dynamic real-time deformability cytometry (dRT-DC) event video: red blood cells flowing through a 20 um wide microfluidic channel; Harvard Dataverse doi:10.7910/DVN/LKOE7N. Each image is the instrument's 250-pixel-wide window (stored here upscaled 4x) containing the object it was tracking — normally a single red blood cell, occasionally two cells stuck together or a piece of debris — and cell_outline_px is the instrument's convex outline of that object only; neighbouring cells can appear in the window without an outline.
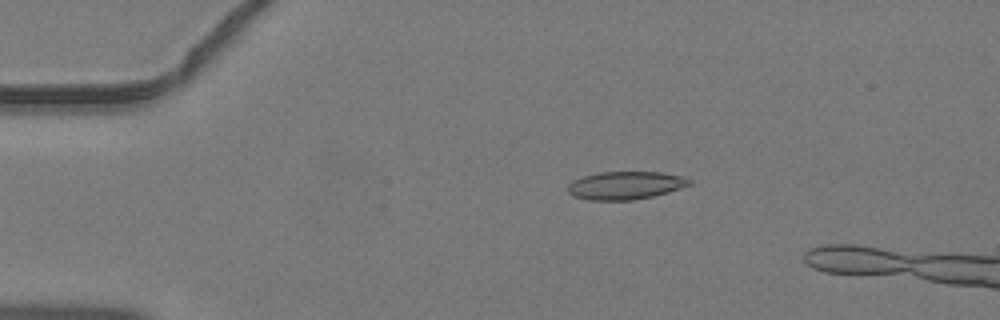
{"species": "common noctule bat (a hibernating species)", "species_latin": "Nyctalus noctula", "temperature_condition": "warm", "stored_images_in_passage": 14, "camera_frame_rate_fps": 3000, "um_per_image_px": 0.085, "animal": {"sex": "male", "body_mass_g": 19.2, "forearm_length_mm": 51.8}, "frame": {"image": 1, "passage_image": 8, "time_ms": 2.333, "image_size_px": [1000, 320], "cell_outline_px": [[692, 184], [668, 192], [652, 196], [632, 200], [588, 200], [572, 196], [568, 192], [568, 184], [572, 180], [584, 176], [600, 172], [660, 172], [684, 176], [692, 180]], "centroid_in_image_um": [53.16, 15.75], "position_along_channel_um": 31.8, "area_um2": 19.88}}